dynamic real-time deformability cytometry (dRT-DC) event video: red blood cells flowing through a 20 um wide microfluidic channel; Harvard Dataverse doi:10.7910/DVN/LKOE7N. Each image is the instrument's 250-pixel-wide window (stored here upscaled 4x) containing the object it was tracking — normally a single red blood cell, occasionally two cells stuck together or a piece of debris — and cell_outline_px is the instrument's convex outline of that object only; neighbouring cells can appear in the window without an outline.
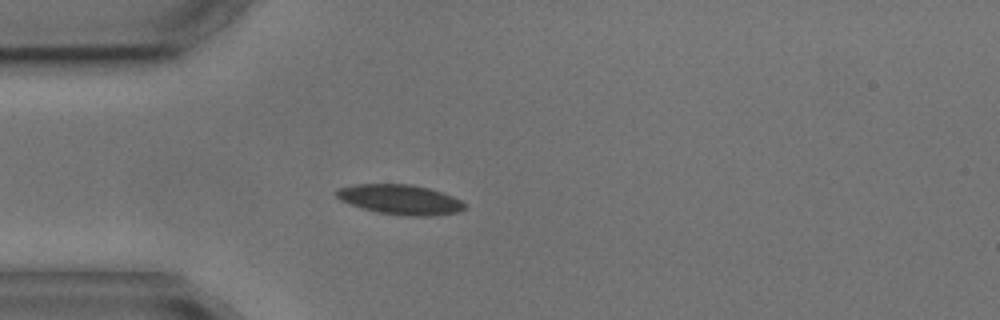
{"species": "common noctule bat (a hibernating species)", "species_latin": "Nyctalus noctula", "temperature_condition": "cold", "stored_images_in_passage": 1, "camera_frame_rate_fps": 3000, "um_per_image_px": 0.085, "animal": {"sex": "male", "body_mass_g": 17.9, "forearm_length_mm": 54.2}, "frame": {"image": 1, "passage_image": 1, "time_ms": 0.0, "image_size_px": [1000, 320], "cell_outline_px": [[468, 204], [460, 212], [432, 216], [408, 216], [376, 212], [340, 200], [336, 196], [336, 188], [356, 184], [412, 184], [428, 188], [452, 196]], "centroid_in_image_um": [34.03, 16.96], "position_along_channel_um": 51.0, "area_um2": 22.31}}